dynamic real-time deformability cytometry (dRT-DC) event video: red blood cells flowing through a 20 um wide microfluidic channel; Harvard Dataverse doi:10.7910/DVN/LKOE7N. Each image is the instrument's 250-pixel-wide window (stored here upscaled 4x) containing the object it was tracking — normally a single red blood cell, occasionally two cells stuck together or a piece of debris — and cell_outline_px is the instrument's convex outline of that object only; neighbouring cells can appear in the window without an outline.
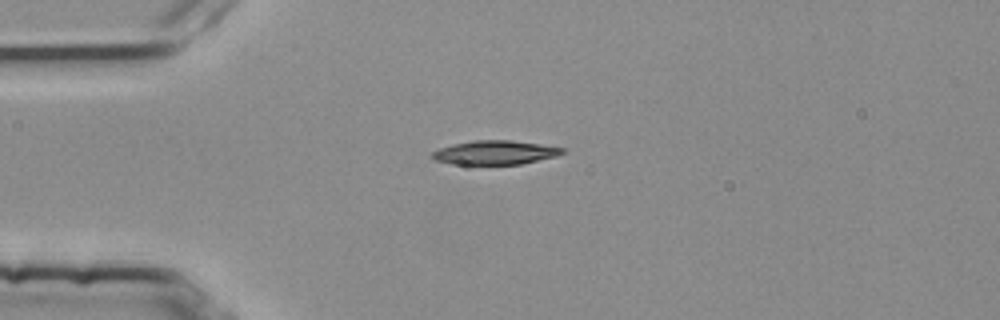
{"species": "common noctule bat (a hibernating species)", "species_latin": "Nyctalus noctula", "temperature_condition": "room temperature", "stored_images_in_passage": 30, "camera_frame_rate_fps": 3000, "um_per_image_px": 0.085, "animal": {"sex": "female", "body_mass_g": 25.1}, "frame": {"image": 1, "passage_image": 1, "time_ms": 0.0, "image_size_px": [1000, 320], "cell_outline_px": [[564, 152], [556, 156], [520, 164], [452, 164], [436, 160], [432, 156], [432, 152], [440, 148], [452, 144], [476, 140], [512, 140], [540, 144], [564, 148]], "centroid_in_image_um": [42.08, 12.96], "position_along_channel_um": 42.9, "area_um2": 17.98}}
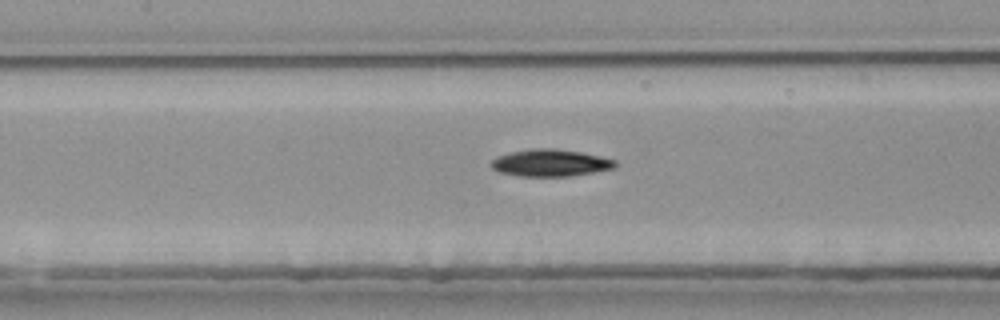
{"frame": {"image": 2, "passage_image": 12, "time_ms": 3.667, "image_size_px": [1000, 320], "cell_outline_px": [[616, 168], [568, 176], [520, 176], [500, 172], [492, 168], [488, 164], [496, 156], [508, 152], [536, 148], [556, 148], [584, 152], [616, 160]], "centroid_in_image_um": [46.76, 13.83], "position_along_channel_um": 160.6, "area_um2": 19.71}}
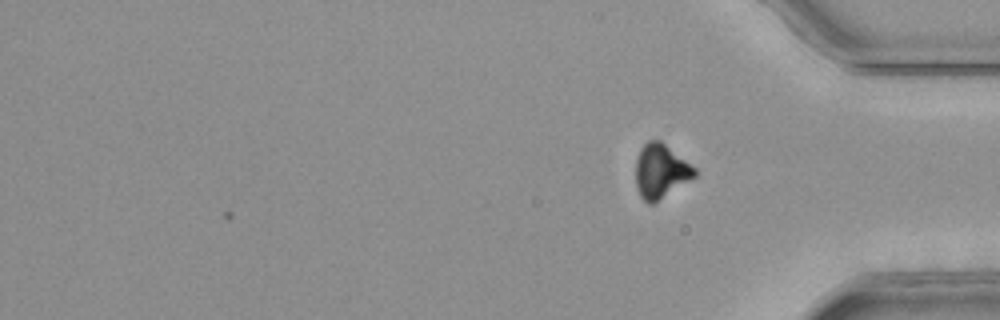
{"frame": {"image": 3, "passage_image": 30, "time_ms": 9.667, "image_size_px": [1000, 320], "cell_outline_px": [[696, 176], [652, 204], [648, 204], [640, 196], [636, 188], [636, 160], [640, 148], [648, 140], [660, 140], [696, 168]], "centroid_in_image_um": [56.14, 14.54], "position_along_channel_um": 379.1, "area_um2": 18.44}, "authors_computed_cell_mechanics": {"area_um2": 19.4208, "velocity_mm_per_s": 3.7952, "shape_relaxation_time_tau1_ms": 7.3528, "shape_relaxation_time_tau2_ms": null, "deformation_change_tau1": 0.1919, "deformation_change_tau2": null}}